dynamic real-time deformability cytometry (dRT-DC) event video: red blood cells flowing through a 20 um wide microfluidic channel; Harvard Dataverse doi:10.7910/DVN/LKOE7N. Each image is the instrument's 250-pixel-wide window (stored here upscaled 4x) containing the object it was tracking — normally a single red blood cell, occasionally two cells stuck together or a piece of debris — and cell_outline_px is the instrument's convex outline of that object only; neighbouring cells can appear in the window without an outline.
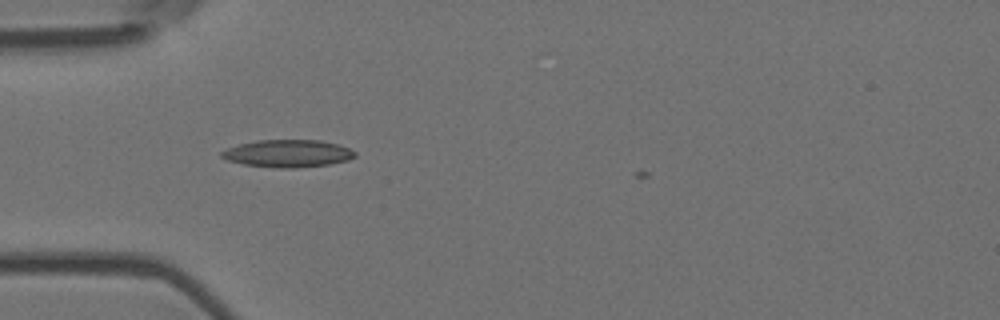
{"species": "Egyptian fruit bat (a non-hibernating species)", "species_latin": "Rousettus aegyptiacus", "temperature_condition": "room temperature", "stored_images_in_passage": 2, "camera_frame_rate_fps": 3000, "um_per_image_px": 0.085, "animal": {"sex": "female"}, "frame": {"image": 1, "passage_image": 1, "time_ms": 0.0, "image_size_px": [1000, 320], "cell_outline_px": [[356, 156], [348, 160], [328, 164], [292, 168], [280, 168], [244, 164], [228, 160], [220, 156], [220, 152], [228, 148], [240, 144], [256, 140], [320, 140], [336, 144], [348, 148], [356, 152]], "centroid_in_image_um": [24.46, 13.04], "position_along_channel_um": 60.5, "area_um2": 21.1}}